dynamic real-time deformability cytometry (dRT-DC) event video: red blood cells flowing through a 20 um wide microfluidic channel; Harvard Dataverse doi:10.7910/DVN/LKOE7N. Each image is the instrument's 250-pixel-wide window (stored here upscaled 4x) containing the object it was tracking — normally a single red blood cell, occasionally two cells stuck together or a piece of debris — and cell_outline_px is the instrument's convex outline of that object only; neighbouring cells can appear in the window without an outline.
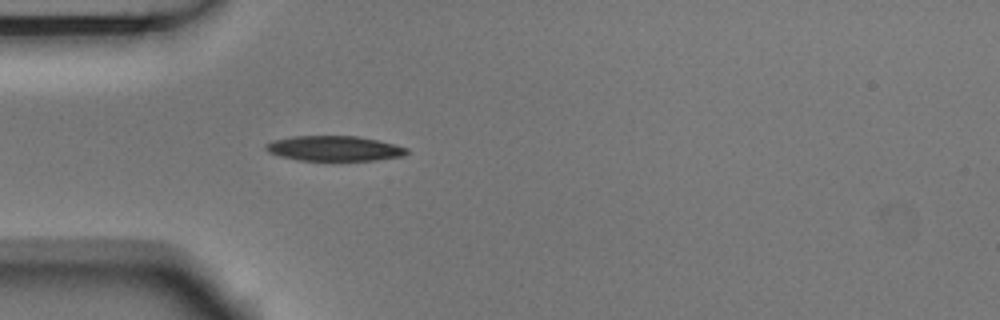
{"species": "Egyptian fruit bat (a non-hibernating species)", "species_latin": "Rousettus aegyptiacus", "temperature_condition": "room temperature", "stored_images_in_passage": 8, "camera_frame_rate_fps": 3000, "um_per_image_px": 0.085, "animal": {"sex": "male"}, "frame": {"image": 1, "passage_image": 1, "time_ms": 0.0, "image_size_px": [1000, 320], "cell_outline_px": [[408, 152], [404, 156], [372, 160], [296, 160], [280, 156], [268, 152], [264, 148], [264, 144], [272, 140], [292, 136], [356, 136], [376, 140], [408, 148]], "centroid_in_image_um": [28.34, 12.61], "position_along_channel_um": 56.7, "area_um2": 20.52}}
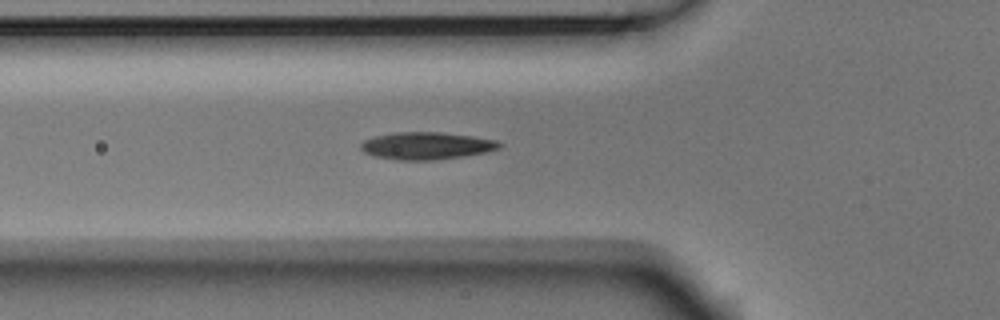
{"frame": {"image": 2, "passage_image": 4, "time_ms": 1.0, "image_size_px": [1000, 320], "cell_outline_px": [[504, 144], [500, 148], [488, 152], [464, 156], [432, 160], [396, 160], [372, 156], [364, 152], [360, 148], [360, 144], [364, 140], [376, 136], [392, 132], [440, 132], [472, 136], [496, 140]], "centroid_in_image_um": [36.25, 12.39], "position_along_channel_um": 89.5, "area_um2": 22.25}}
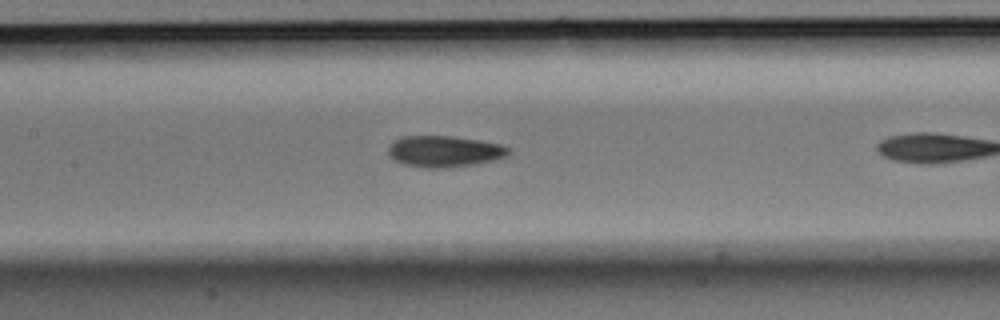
{"frame": {"image": 3, "passage_image": 7, "time_ms": 2.0, "image_size_px": [1000, 320], "cell_outline_px": [[508, 152], [504, 156], [492, 160], [476, 164], [440, 168], [424, 168], [404, 164], [396, 160], [388, 152], [388, 144], [392, 140], [404, 136], [456, 136], [480, 140], [500, 144], [508, 148]], "centroid_in_image_um": [37.72, 12.85], "position_along_channel_um": 169.7, "area_um2": 21.79}}